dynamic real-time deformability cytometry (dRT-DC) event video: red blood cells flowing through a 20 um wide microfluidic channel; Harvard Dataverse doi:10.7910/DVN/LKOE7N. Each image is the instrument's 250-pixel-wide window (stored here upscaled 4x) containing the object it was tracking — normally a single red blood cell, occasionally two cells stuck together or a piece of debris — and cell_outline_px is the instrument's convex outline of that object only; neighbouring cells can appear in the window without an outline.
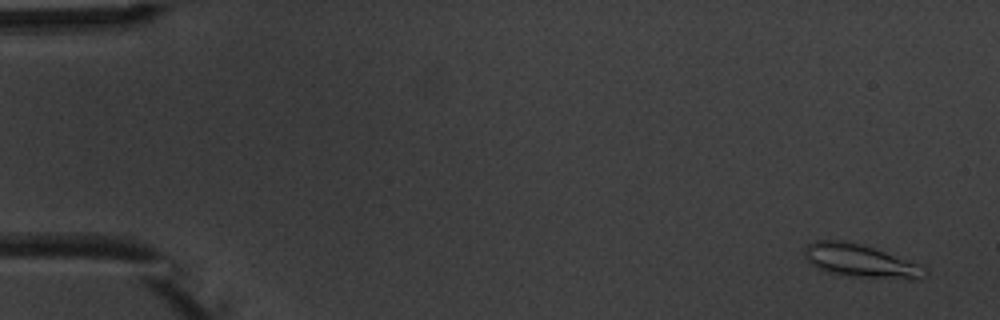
{"species": "common noctule bat (a hibernating species)", "species_latin": "Nyctalus noctula", "temperature_condition": "warm", "stored_images_in_passage": 5, "camera_frame_rate_fps": 3000, "um_per_image_px": 0.085, "animal": {"sex": "male", "body_mass_g": 20.1, "forearm_length_mm": 53.5}, "frame": {"image": 1, "passage_image": 1, "time_ms": 0.0, "image_size_px": [1000, 320], "cell_outline_px": [[928, 272], [916, 280], [908, 280], [848, 276], [828, 272], [812, 264], [804, 256], [804, 248], [808, 244], [816, 240], [844, 240], [860, 244], [924, 264]], "centroid_in_image_um": [73.21, 22.18], "position_along_channel_um": 11.8, "area_um2": 23.41}}
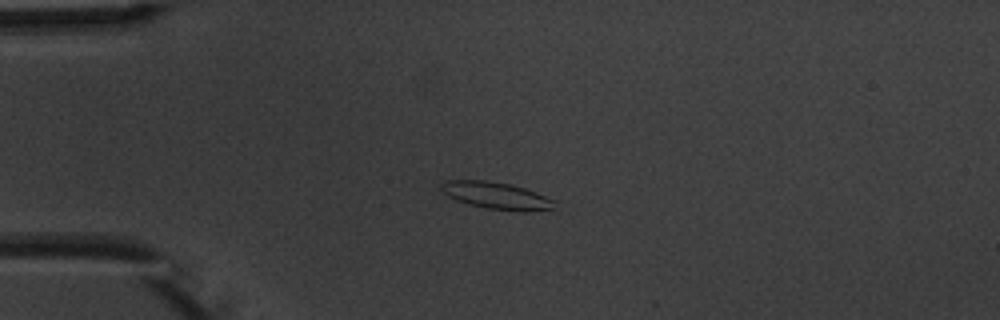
{"frame": {"image": 2, "passage_image": 4, "time_ms": 3.667, "image_size_px": [1000, 320], "cell_outline_px": [[556, 200], [552, 208], [528, 212], [520, 212], [488, 208], [468, 204], [456, 200], [448, 196], [440, 188], [440, 184], [444, 180], [488, 180], [512, 184], [536, 192]], "centroid_in_image_um": [42.19, 16.62], "position_along_channel_um": 42.8, "area_um2": 17.98}}